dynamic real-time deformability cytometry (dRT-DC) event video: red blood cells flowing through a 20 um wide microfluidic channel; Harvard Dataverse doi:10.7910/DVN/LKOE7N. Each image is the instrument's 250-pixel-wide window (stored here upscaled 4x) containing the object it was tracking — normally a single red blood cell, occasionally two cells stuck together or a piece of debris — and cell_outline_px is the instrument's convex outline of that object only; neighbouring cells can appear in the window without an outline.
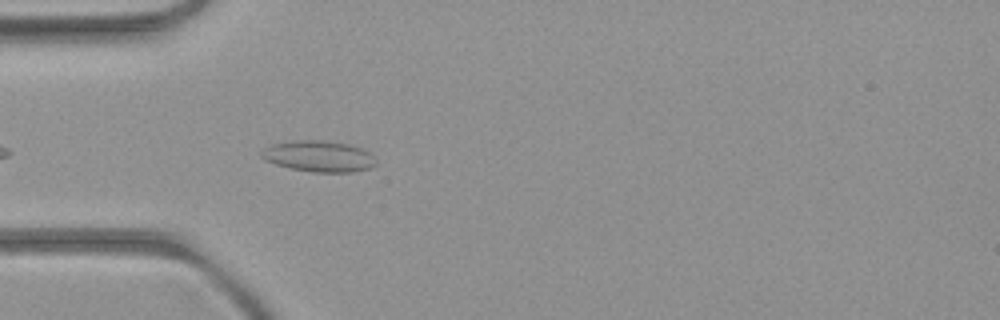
{"species": "common noctule bat (a hibernating species)", "species_latin": "Nyctalus noctula", "temperature_condition": "room temperature", "stored_images_in_passage": 3, "camera_frame_rate_fps": 3000, "um_per_image_px": 0.085, "animal": {"sex": "female", "body_mass_g": 21.9}, "frame": {"image": 1, "passage_image": 3, "time_ms": 3.0, "image_size_px": [1000, 320], "cell_outline_px": [[376, 164], [372, 168], [352, 172], [312, 172], [292, 168], [276, 164], [264, 160], [260, 156], [260, 152], [264, 148], [272, 144], [296, 140], [320, 140], [348, 144], [360, 148], [368, 152], [372, 156]], "centroid_in_image_um": [27.07, 13.28], "position_along_channel_um": 57.9, "area_um2": 20.63}}